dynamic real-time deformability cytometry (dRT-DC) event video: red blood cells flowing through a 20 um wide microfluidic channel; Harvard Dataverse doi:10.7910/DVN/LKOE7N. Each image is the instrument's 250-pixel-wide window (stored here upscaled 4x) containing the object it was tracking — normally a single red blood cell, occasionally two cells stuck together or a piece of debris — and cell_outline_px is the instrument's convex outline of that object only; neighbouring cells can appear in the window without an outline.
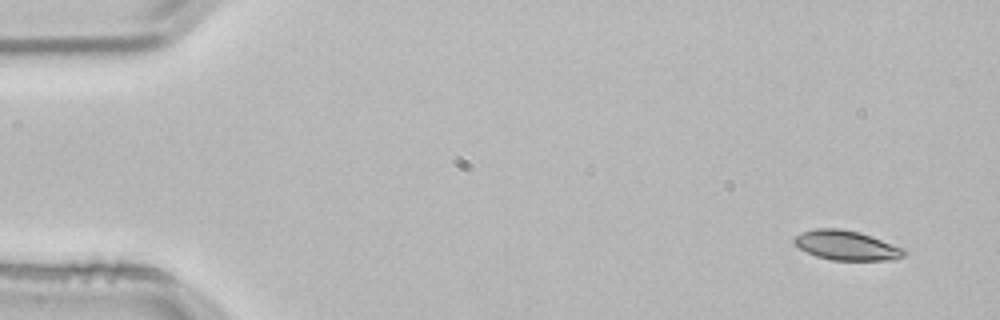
{"species": "common noctule bat (a hibernating species)", "species_latin": "Nyctalus noctula", "temperature_condition": "room temperature", "stored_images_in_passage": 4, "segment_of_instrument_passage": [1, 2], "camera_frame_rate_fps": 3000, "um_per_image_px": 0.085, "animal": {"sex": "male", "body_mass_g": 21.5, "forearm_length_mm": 52.0}, "frame": {"image": 1, "passage_image": 1, "time_ms": 0.0, "image_size_px": [1000, 320], "cell_outline_px": [[908, 252], [904, 256], [888, 260], [832, 260], [816, 256], [792, 244], [792, 240], [796, 236], [804, 232], [816, 228], [840, 228], [860, 232], [904, 248]], "centroid_in_image_um": [71.95, 20.85], "position_along_channel_um": 13.1, "area_um2": 18.9}}